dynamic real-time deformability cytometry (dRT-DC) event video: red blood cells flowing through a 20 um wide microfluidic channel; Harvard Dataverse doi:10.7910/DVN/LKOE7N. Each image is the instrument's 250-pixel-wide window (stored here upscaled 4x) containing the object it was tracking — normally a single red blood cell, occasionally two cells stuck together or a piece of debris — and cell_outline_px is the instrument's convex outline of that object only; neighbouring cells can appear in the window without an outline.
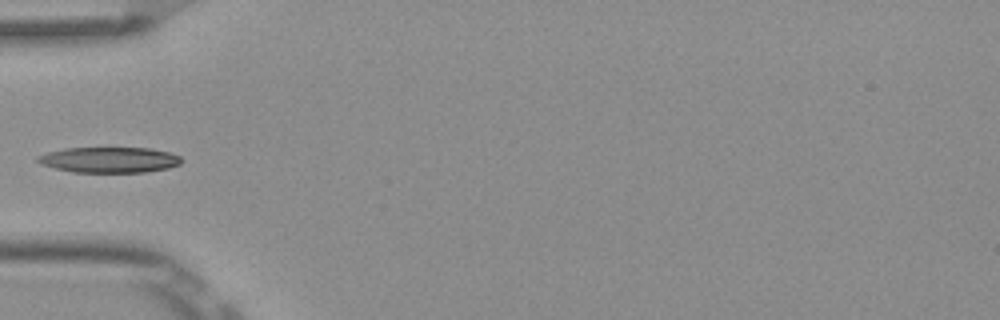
{"species": "Egyptian fruit bat (a non-hibernating species)", "species_latin": "Rousettus aegyptiacus", "temperature_condition": "room temperature", "stored_images_in_passage": 6, "camera_frame_rate_fps": 3000, "um_per_image_px": 0.085, "frame": {"image": 1, "passage_image": 5, "time_ms": 1.333, "image_size_px": [1000, 320], "cell_outline_px": [[184, 160], [180, 164], [168, 168], [144, 172], [72, 172], [40, 164], [36, 160], [36, 156], [48, 152], [64, 148], [148, 148], [168, 152], [180, 156]], "centroid_in_image_um": [9.28, 13.58], "position_along_channel_um": 75.7, "area_um2": 21.44}}
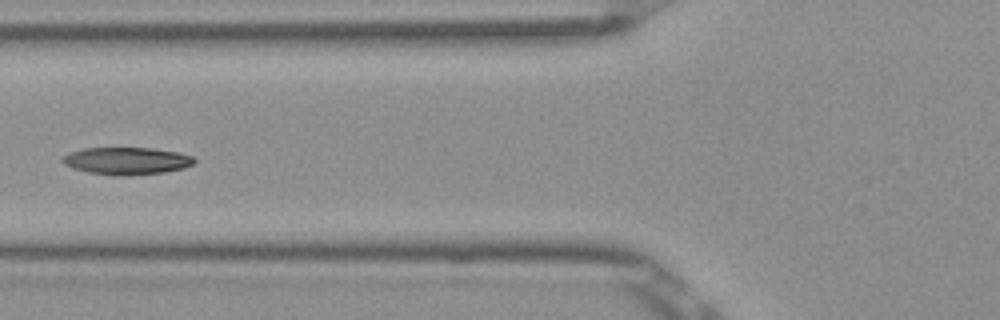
{"frame": {"image": 2, "passage_image": 6, "time_ms": 1.667, "image_size_px": [1000, 320], "cell_outline_px": [[196, 160], [192, 164], [184, 168], [164, 172], [120, 176], [116, 176], [88, 172], [72, 168], [64, 164], [60, 160], [68, 152], [84, 148], [152, 148], [176, 152], [192, 156]], "centroid_in_image_um": [10.73, 13.67], "position_along_channel_um": 115.1, "area_um2": 20.92}}